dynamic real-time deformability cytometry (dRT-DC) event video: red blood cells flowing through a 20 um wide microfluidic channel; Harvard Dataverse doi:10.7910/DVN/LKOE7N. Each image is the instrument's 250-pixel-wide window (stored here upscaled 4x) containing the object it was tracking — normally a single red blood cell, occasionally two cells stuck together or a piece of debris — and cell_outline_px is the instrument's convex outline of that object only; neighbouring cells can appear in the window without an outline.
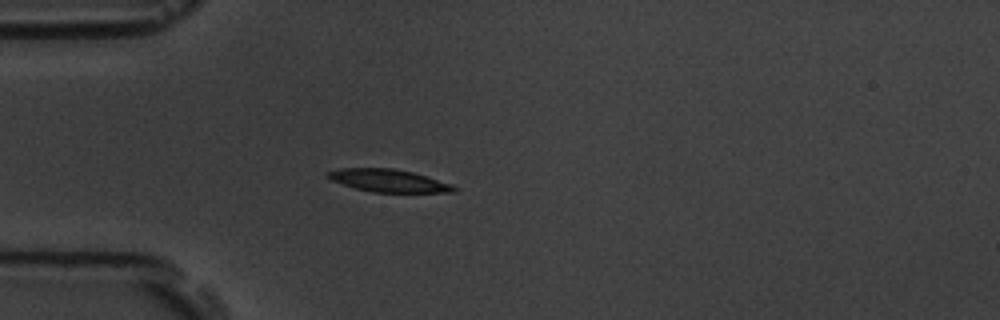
{"species": "common noctule bat (a hibernating species)", "species_latin": "Nyctalus noctula", "temperature_condition": "room temperature", "stored_images_in_passage": 4, "camera_frame_rate_fps": 3000, "um_per_image_px": 0.085, "animal": {"sex": "male", "body_mass_g": 19.5, "forearm_length_mm": 54.6}, "frame": {"image": 1, "passage_image": 4, "time_ms": 4.0, "image_size_px": [1000, 320], "cell_outline_px": [[460, 188], [456, 192], [372, 192], [356, 188], [332, 180], [324, 176], [324, 172], [340, 168], [392, 168], [412, 172], [452, 184]], "centroid_in_image_um": [33.02, 15.35], "position_along_channel_um": 52.0, "area_um2": 16.65}}